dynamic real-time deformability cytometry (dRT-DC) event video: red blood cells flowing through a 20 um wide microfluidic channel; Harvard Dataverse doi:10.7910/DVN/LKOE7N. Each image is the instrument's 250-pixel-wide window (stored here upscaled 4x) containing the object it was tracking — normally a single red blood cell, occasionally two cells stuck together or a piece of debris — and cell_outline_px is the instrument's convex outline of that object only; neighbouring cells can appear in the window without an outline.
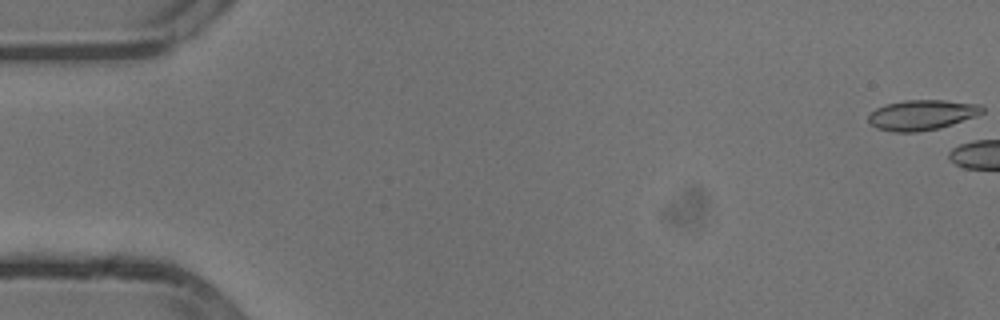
{"species": "common noctule bat (a hibernating species)", "species_latin": "Nyctalus noctula", "temperature_condition": "cold", "stored_images_in_passage": 5, "camera_frame_rate_fps": 3000, "um_per_image_px": 0.085, "animal": {"sex": "male", "body_mass_g": 13.3}, "frame": {"image": 1, "passage_image": 1, "time_ms": 0.0, "image_size_px": [1000, 320], "cell_outline_px": [[984, 112], [976, 116], [940, 128], [916, 132], [892, 132], [876, 128], [868, 120], [868, 116], [876, 108], [888, 104], [904, 100], [944, 100], [980, 104], [984, 108]], "centroid_in_image_um": [78.38, 9.77], "position_along_channel_um": 6.6, "area_um2": 20.0}}